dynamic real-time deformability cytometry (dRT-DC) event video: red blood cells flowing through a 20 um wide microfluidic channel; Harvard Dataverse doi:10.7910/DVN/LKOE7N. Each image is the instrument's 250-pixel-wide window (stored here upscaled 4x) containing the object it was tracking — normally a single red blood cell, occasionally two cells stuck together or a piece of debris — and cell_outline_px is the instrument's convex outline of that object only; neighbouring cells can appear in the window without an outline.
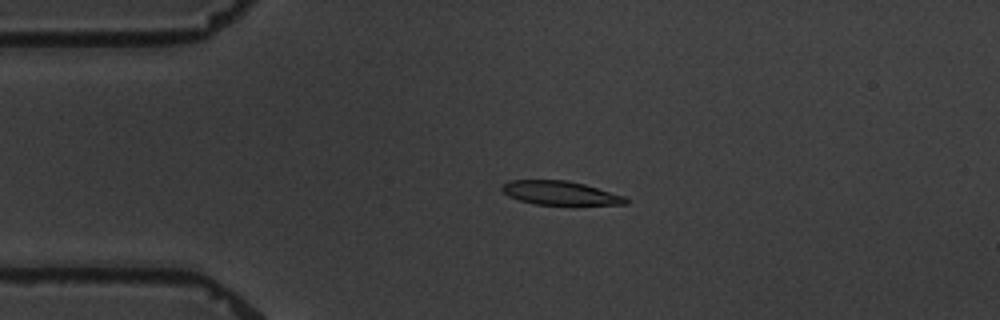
{"species": "common noctule bat (a hibernating species)", "species_latin": "Nyctalus noctula", "temperature_condition": "warm", "stored_images_in_passage": 5, "camera_frame_rate_fps": 3000, "um_per_image_px": 0.085, "animal": {"sex": "male", "body_mass_g": 19.5, "forearm_length_mm": 54.6}, "frame": {"image": 1, "passage_image": 4, "time_ms": 4.0, "image_size_px": [1000, 320], "cell_outline_px": [[628, 204], [536, 204], [520, 200], [508, 196], [500, 188], [504, 184], [512, 180], [568, 180], [584, 184], [624, 196], [628, 200]], "centroid_in_image_um": [47.6, 16.39], "position_along_channel_um": 37.4, "area_um2": 16.82}}